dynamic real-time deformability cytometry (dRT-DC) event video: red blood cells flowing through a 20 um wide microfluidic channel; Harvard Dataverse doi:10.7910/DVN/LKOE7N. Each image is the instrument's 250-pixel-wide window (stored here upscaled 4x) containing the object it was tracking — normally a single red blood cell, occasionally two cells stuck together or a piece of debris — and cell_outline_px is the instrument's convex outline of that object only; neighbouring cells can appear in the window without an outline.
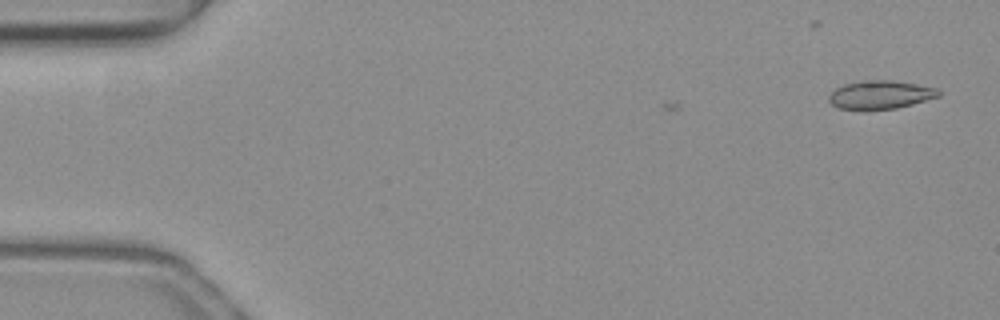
{"species": "common noctule bat (a hibernating species)", "species_latin": "Nyctalus noctula", "temperature_condition": "warm", "stored_images_in_passage": 6, "camera_frame_rate_fps": 3000, "um_per_image_px": 0.085, "animal": {"sex": "female", "body_mass_g": 19.3, "forearm_length_mm": 54.1}, "frame": {"image": 1, "passage_image": 6, "time_ms": 1.667, "image_size_px": [1000, 320], "cell_outline_px": [[940, 96], [912, 104], [896, 108], [864, 112], [840, 108], [832, 104], [828, 100], [828, 96], [836, 88], [844, 84], [864, 80], [888, 80], [916, 84], [936, 88], [940, 92]], "centroid_in_image_um": [74.79, 8.08], "position_along_channel_um": 10.2, "area_um2": 18.44}}